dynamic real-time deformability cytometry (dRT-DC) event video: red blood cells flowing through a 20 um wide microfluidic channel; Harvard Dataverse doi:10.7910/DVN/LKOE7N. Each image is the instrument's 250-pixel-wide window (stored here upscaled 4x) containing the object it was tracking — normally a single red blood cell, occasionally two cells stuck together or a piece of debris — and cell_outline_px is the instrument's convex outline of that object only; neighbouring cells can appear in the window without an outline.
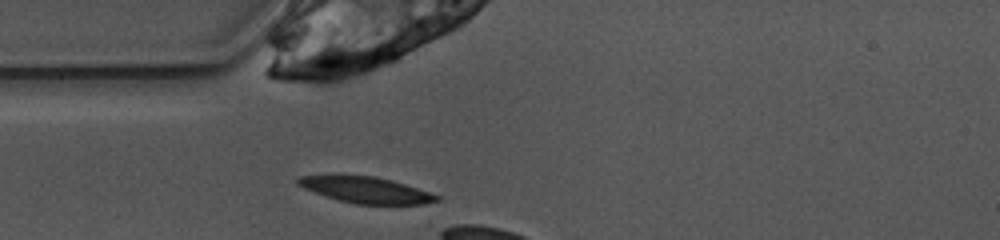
{"species": "common noctule bat (a hibernating species)", "species_latin": "Nyctalus noctula", "temperature_condition": "warm", "stored_images_in_passage": 4, "camera_frame_rate_fps": 3000, "um_per_image_px": 0.085, "animal": {"sex": "female", "body_mass_g": 10.0, "forearm_length_mm": 53.1}, "frame": {"image": 1, "passage_image": 2, "time_ms": 0.333, "image_size_px": [1000, 240], "cell_outline_px": [[440, 200], [424, 204], [356, 204], [336, 200], [324, 196], [304, 188], [296, 184], [296, 176], [376, 176], [392, 180], [440, 196]], "centroid_in_image_um": [31.09, 16.16], "position_along_channel_um": 53.9, "area_um2": 20.92}}